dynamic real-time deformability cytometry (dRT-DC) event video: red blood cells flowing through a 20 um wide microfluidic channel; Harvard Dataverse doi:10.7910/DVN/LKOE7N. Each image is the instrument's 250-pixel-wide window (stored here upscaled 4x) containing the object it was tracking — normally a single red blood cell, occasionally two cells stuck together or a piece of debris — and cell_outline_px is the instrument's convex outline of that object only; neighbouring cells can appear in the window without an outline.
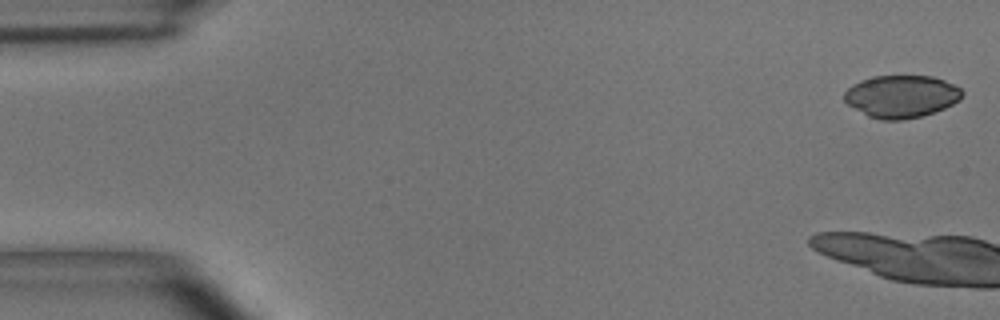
{"species": "common noctule bat (a hibernating species)", "species_latin": "Nyctalus noctula", "temperature_condition": "room temperature", "stored_images_in_passage": 4, "camera_frame_rate_fps": 3000, "um_per_image_px": 0.085, "animal": {"sex": "male", "body_mass_g": 15.6}, "frame": {"image": 1, "passage_image": 1, "time_ms": 0.0, "image_size_px": [1000, 320], "cell_outline_px": [[964, 96], [960, 100], [944, 108], [920, 116], [900, 120], [880, 120], [868, 116], [848, 104], [844, 100], [844, 92], [852, 84], [860, 80], [872, 76], [932, 76], [944, 80], [960, 88], [964, 92]], "centroid_in_image_um": [76.61, 8.18], "position_along_channel_um": 8.4, "area_um2": 29.13}}